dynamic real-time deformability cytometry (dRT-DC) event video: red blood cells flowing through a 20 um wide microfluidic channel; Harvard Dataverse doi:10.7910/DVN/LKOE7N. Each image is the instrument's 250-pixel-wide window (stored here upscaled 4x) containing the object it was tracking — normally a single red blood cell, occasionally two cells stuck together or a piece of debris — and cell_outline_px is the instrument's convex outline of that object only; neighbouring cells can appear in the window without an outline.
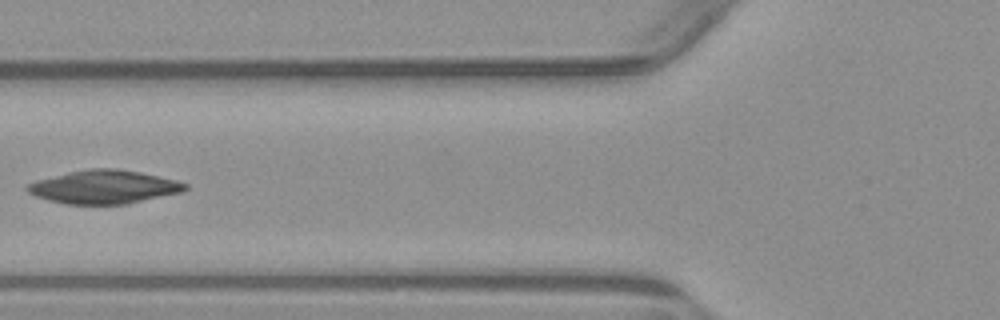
{"species": "common noctule bat (a hibernating species)", "species_latin": "Nyctalus noctula", "temperature_condition": "warm", "stored_images_in_passage": 6, "camera_frame_rate_fps": 3000, "um_per_image_px": 0.085, "animal": {"sex": "male", "body_mass_g": 23.1, "forearm_length_mm": 52.7}, "frame": {"image": 1, "passage_image": 5, "time_ms": 6.0, "image_size_px": [1000, 320], "cell_outline_px": [[188, 188], [184, 192], [128, 204], [64, 204], [48, 200], [36, 196], [28, 192], [24, 188], [28, 184], [36, 180], [68, 172], [92, 168], [116, 168], [140, 172], [176, 180], [188, 184]], "centroid_in_image_um": [8.86, 15.89], "position_along_channel_um": 116.9, "area_um2": 30.92}}
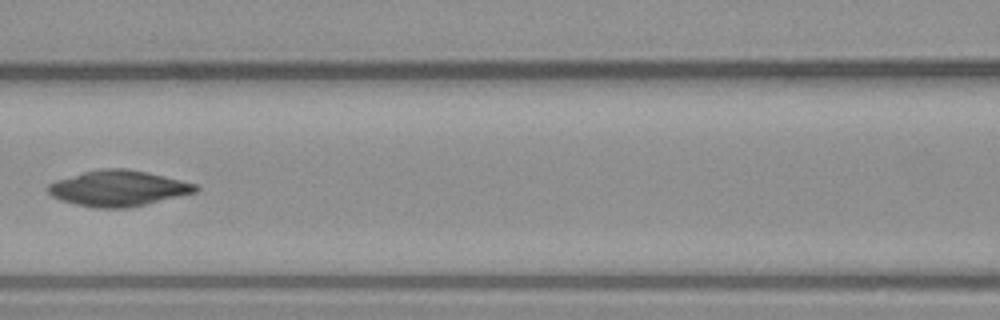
{"frame": {"image": 2, "passage_image": 6, "time_ms": 7.0, "image_size_px": [1000, 320], "cell_outline_px": [[200, 188], [196, 192], [144, 204], [124, 208], [96, 208], [76, 204], [60, 200], [52, 196], [48, 192], [48, 184], [56, 180], [84, 172], [104, 168], [124, 168], [148, 172], [196, 184]], "centroid_in_image_um": [10.03, 16.0], "position_along_channel_um": 156.6, "area_um2": 30.35}}